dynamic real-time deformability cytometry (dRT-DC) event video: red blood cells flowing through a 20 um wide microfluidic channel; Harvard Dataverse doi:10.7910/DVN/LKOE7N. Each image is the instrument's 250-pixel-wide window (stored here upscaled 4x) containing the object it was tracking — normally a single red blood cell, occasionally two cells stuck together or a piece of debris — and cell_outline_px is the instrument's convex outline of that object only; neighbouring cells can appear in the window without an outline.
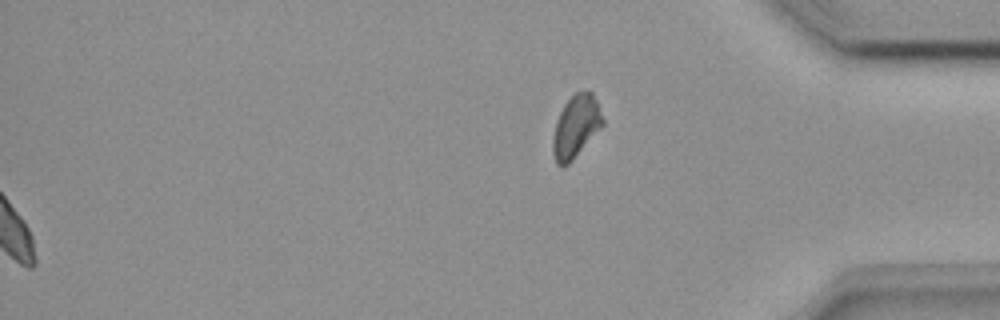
{"species": "common noctule bat (a hibernating species)", "species_latin": "Nyctalus noctula", "temperature_condition": "room temperature", "stored_images_in_passage": 51, "segment_of_instrument_passage": [2, 2], "camera_frame_rate_fps": 3000, "um_per_image_px": 0.085, "animal": {"sex": "female", "body_mass_g": 18.4}, "frame": {"image": 1, "passage_image": 51, "time_ms": 16.667, "image_size_px": [1000, 320], "cell_outline_px": [[604, 124], [572, 160], [568, 164], [560, 168], [556, 164], [552, 152], [552, 140], [556, 120], [564, 104], [576, 92], [588, 88], [592, 92], [596, 100], [604, 120]], "centroid_in_image_um": [48.93, 10.74], "position_along_channel_um": 386.3, "area_um2": 18.21}}